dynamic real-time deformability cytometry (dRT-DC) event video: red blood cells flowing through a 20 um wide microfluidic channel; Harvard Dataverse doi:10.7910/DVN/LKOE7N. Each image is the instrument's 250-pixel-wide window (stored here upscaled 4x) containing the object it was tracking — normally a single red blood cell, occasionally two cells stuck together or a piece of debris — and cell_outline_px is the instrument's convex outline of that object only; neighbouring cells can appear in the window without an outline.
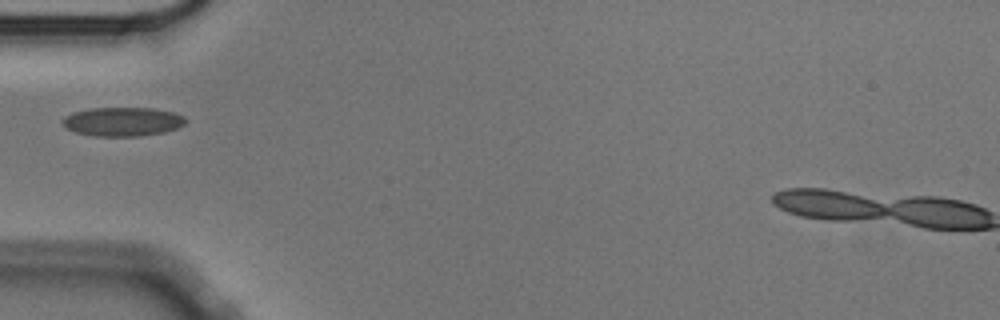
{"species": "Egyptian fruit bat (a non-hibernating species)", "species_latin": "Rousettus aegyptiacus", "temperature_condition": "cold", "stored_images_in_passage": 24, "camera_frame_rate_fps": 3000, "um_per_image_px": 0.085, "animal": {"sex": "male"}, "frame": {"image": 1, "passage_image": 1, "time_ms": 0.0, "image_size_px": [1000, 320], "cell_outline_px": [[188, 120], [184, 124], [176, 128], [164, 132], [140, 136], [92, 136], [76, 132], [64, 128], [60, 124], [60, 120], [64, 116], [72, 112], [88, 108], [156, 108], [176, 112], [184, 116]], "centroid_in_image_um": [10.38, 10.33], "position_along_channel_um": 74.6, "area_um2": 21.21}}
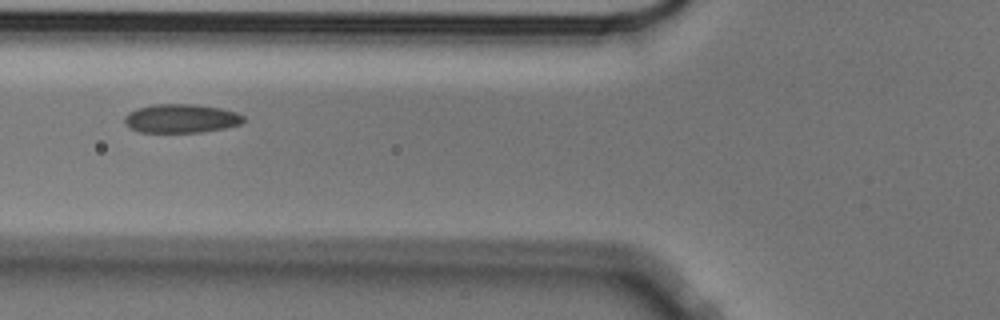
{"frame": {"image": 2, "passage_image": 4, "time_ms": 1.0, "image_size_px": [1000, 320], "cell_outline_px": [[244, 120], [240, 124], [224, 128], [204, 132], [140, 132], [128, 128], [124, 124], [124, 116], [128, 112], [136, 108], [152, 104], [196, 104], [220, 108], [236, 112], [244, 116]], "centroid_in_image_um": [15.35, 10.07], "position_along_channel_um": 110.5, "area_um2": 20.17}}
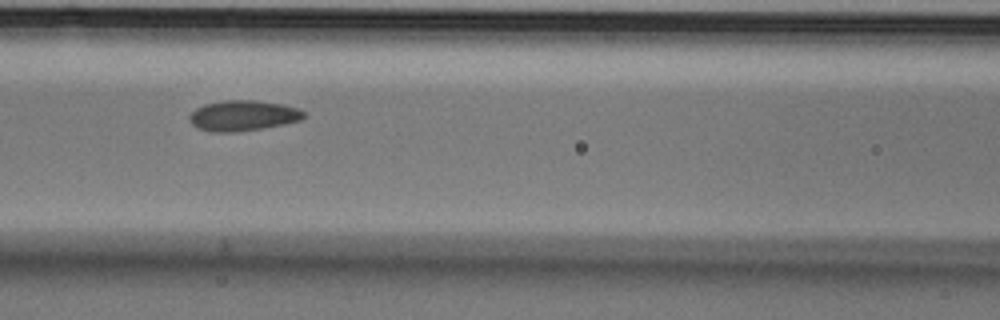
{"frame": {"image": 3, "passage_image": 7, "time_ms": 2.0, "image_size_px": [1000, 320], "cell_outline_px": [[308, 116], [300, 120], [284, 124], [264, 128], [232, 132], [212, 132], [196, 128], [188, 120], [188, 116], [196, 108], [204, 104], [220, 100], [256, 100], [280, 104], [296, 108], [304, 112]], "centroid_in_image_um": [20.62, 9.83], "position_along_channel_um": 146.0, "area_um2": 20.46}}